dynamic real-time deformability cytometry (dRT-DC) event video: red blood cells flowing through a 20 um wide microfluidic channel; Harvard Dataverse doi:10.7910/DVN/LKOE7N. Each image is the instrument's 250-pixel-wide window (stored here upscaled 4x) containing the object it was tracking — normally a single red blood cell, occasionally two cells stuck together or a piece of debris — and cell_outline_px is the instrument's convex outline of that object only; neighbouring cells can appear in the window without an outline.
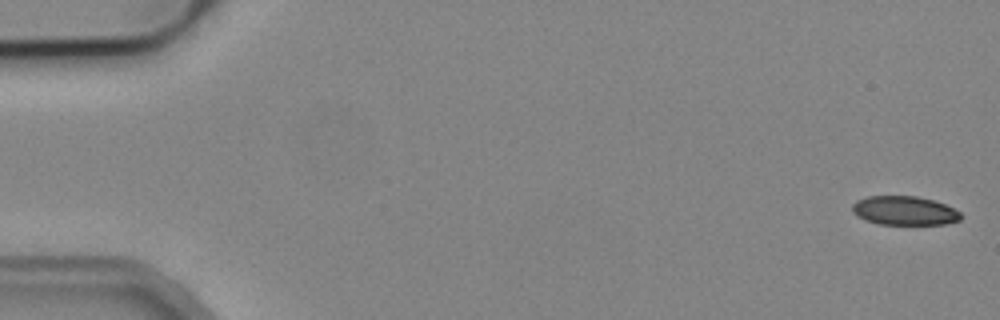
{"species": "common noctule bat (a hibernating species)", "species_latin": "Nyctalus noctula", "temperature_condition": "cold", "stored_images_in_passage": 7, "camera_frame_rate_fps": 3000, "um_per_image_px": 0.085, "animal": {"sex": "male", "body_mass_g": 19.2, "forearm_length_mm": 51.8}, "frame": {"image": 1, "passage_image": 1, "time_ms": 0.0, "image_size_px": [1000, 320], "cell_outline_px": [[960, 220], [944, 224], [880, 224], [864, 220], [856, 216], [852, 212], [852, 204], [856, 200], [868, 196], [916, 196], [932, 200], [944, 204], [960, 212]], "centroid_in_image_um": [76.82, 17.9], "position_along_channel_um": 8.2, "area_um2": 18.26}}
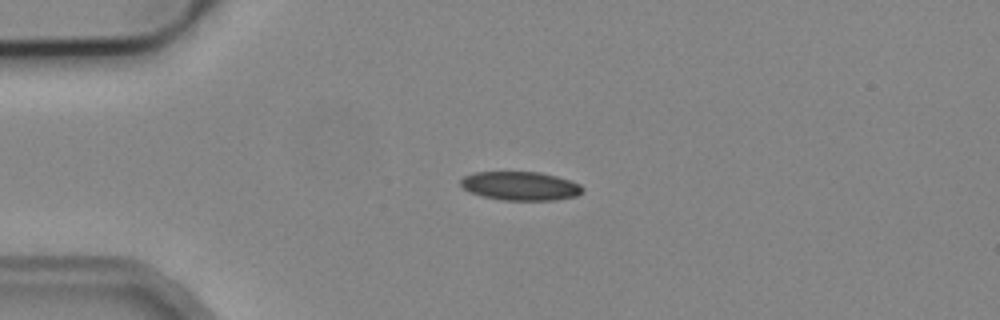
{"frame": {"image": 2, "passage_image": 4, "time_ms": 4.0, "image_size_px": [1000, 320], "cell_outline_px": [[584, 192], [576, 196], [556, 200], [500, 200], [468, 192], [460, 184], [460, 180], [464, 176], [472, 172], [540, 172], [556, 176], [580, 184], [584, 188]], "centroid_in_image_um": [44.23, 15.81], "position_along_channel_um": 40.8, "area_um2": 20.52}}